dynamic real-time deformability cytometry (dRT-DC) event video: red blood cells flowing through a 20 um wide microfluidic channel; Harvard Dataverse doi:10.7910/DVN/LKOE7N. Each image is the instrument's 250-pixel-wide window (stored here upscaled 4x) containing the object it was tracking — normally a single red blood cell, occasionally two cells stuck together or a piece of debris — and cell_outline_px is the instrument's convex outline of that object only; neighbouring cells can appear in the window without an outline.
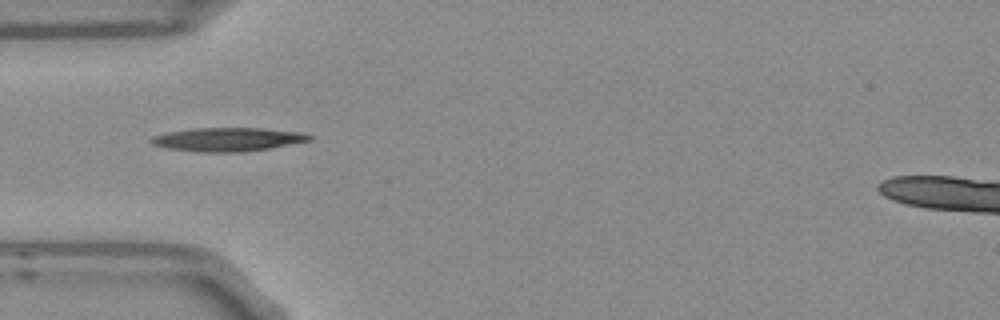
{"species": "Egyptian fruit bat (a non-hibernating species)", "species_latin": "Rousettus aegyptiacus", "temperature_condition": "room temperature", "stored_images_in_passage": 3, "camera_frame_rate_fps": 3000, "um_per_image_px": 0.085, "frame": {"image": 1, "passage_image": 1, "time_ms": 0.0, "image_size_px": [1000, 320], "cell_outline_px": [[312, 140], [268, 148], [240, 152], [196, 152], [168, 148], [152, 144], [148, 140], [152, 136], [168, 132], [192, 128], [260, 128], [304, 132], [312, 136]], "centroid_in_image_um": [19.34, 11.84], "position_along_channel_um": 65.7, "area_um2": 21.79}}
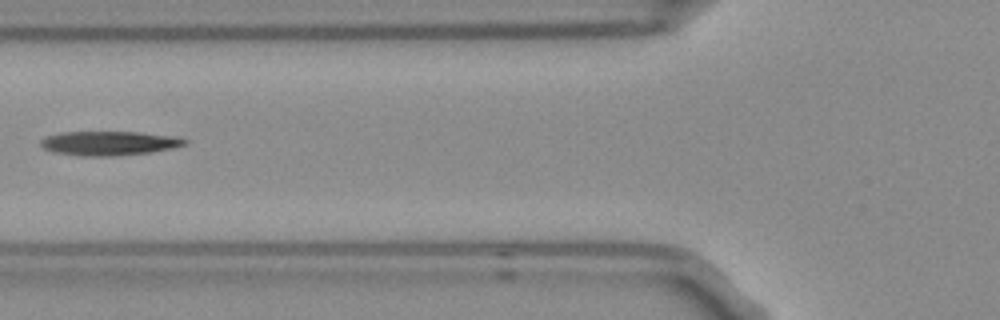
{"frame": {"image": 2, "passage_image": 2, "time_ms": 0.333, "image_size_px": [1000, 320], "cell_outline_px": [[188, 144], [172, 148], [152, 152], [112, 156], [80, 156], [52, 152], [44, 148], [40, 144], [40, 140], [48, 136], [60, 132], [136, 132], [172, 136], [188, 140]], "centroid_in_image_um": [9.26, 12.18], "position_along_channel_um": 116.5, "area_um2": 20.29}}